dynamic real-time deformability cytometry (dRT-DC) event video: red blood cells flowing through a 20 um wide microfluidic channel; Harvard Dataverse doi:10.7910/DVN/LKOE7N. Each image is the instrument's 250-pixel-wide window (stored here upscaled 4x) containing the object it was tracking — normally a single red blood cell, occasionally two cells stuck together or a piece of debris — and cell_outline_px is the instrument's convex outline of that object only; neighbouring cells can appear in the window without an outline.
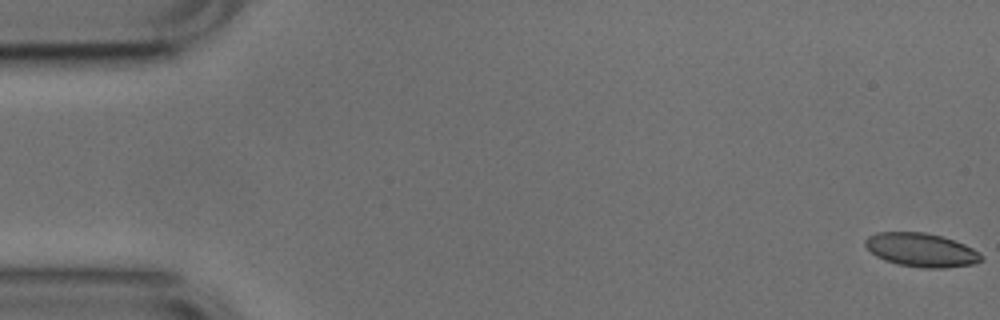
{"species": "common noctule bat (a hibernating species)", "species_latin": "Nyctalus noctula", "temperature_condition": "cold", "stored_images_in_passage": 33, "camera_frame_rate_fps": 3000, "um_per_image_px": 0.085, "animal": {"sex": "male", "body_mass_g": 17.9, "forearm_length_mm": 54.2}, "frame": {"image": 1, "passage_image": 1, "time_ms": 0.0, "image_size_px": [1000, 320], "cell_outline_px": [[984, 260], [972, 264], [944, 268], [920, 268], [896, 264], [884, 260], [876, 256], [864, 244], [864, 240], [868, 236], [876, 232], [924, 232], [940, 236], [964, 244], [980, 252], [984, 256]], "centroid_in_image_um": [78.31, 21.25], "position_along_channel_um": 6.7, "area_um2": 22.89}}
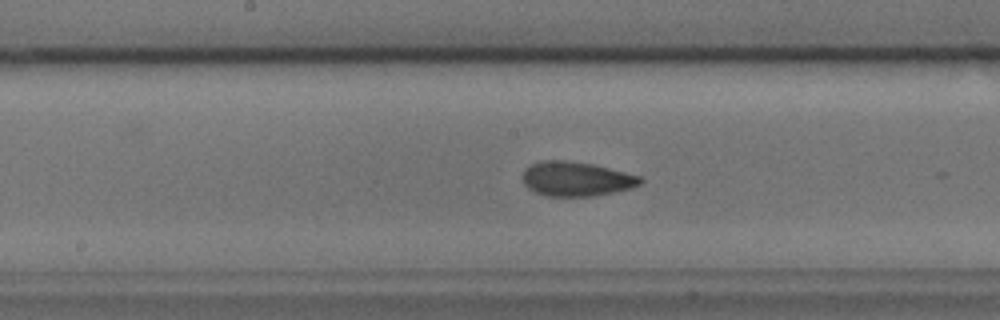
{"frame": {"image": 2, "passage_image": 27, "time_ms": 8.667, "image_size_px": [1000, 320], "cell_outline_px": [[644, 180], [640, 184], [632, 188], [592, 196], [548, 196], [536, 192], [528, 188], [524, 184], [520, 176], [524, 168], [532, 164], [544, 160], [564, 160], [596, 164], [640, 176]], "centroid_in_image_um": [48.96, 15.19], "position_along_channel_um": 199.2, "area_um2": 23.81}}
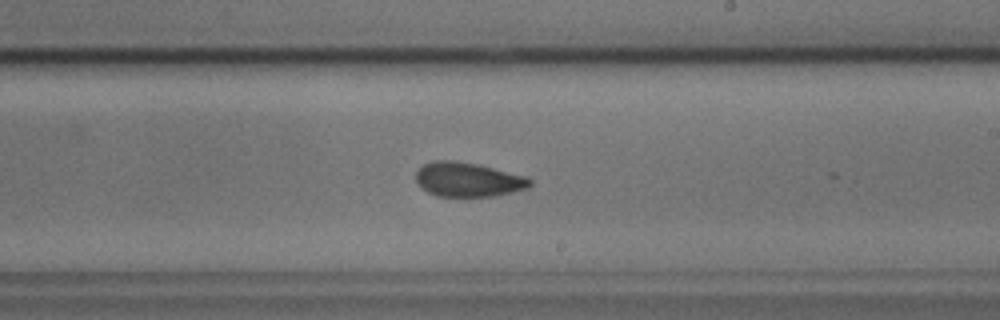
{"frame": {"image": 3, "passage_image": 31, "time_ms": 10.0, "image_size_px": [1000, 320], "cell_outline_px": [[532, 184], [528, 188], [496, 196], [436, 196], [428, 192], [416, 180], [416, 172], [424, 164], [432, 160], [452, 160], [476, 164], [528, 176], [532, 180]], "centroid_in_image_um": [39.82, 15.26], "position_along_channel_um": 249.2, "area_um2": 22.77}}